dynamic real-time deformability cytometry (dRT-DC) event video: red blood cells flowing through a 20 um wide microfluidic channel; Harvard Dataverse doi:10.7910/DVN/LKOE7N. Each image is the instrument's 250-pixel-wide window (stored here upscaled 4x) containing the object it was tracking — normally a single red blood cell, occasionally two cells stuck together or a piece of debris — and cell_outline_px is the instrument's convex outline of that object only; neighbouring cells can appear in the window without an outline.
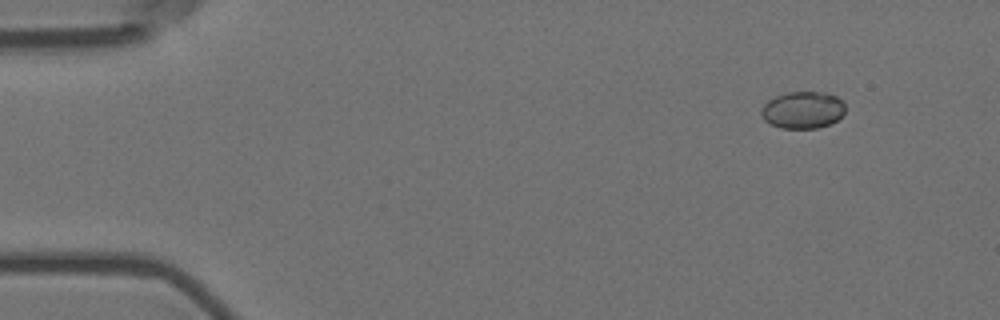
{"species": "Egyptian fruit bat (a non-hibernating species)", "species_latin": "Rousettus aegyptiacus", "temperature_condition": "room temperature", "stored_images_in_passage": 4, "camera_frame_rate_fps": 3000, "um_per_image_px": 0.085, "animal": {"sex": "female"}, "frame": {"image": 1, "passage_image": 1, "time_ms": 0.0, "image_size_px": [1000, 320], "cell_outline_px": [[844, 116], [828, 124], [816, 128], [780, 128], [764, 120], [760, 112], [760, 108], [768, 100], [776, 96], [788, 92], [828, 92], [836, 96], [844, 104]], "centroid_in_image_um": [68.23, 9.34], "position_along_channel_um": 16.8, "area_um2": 18.15}}
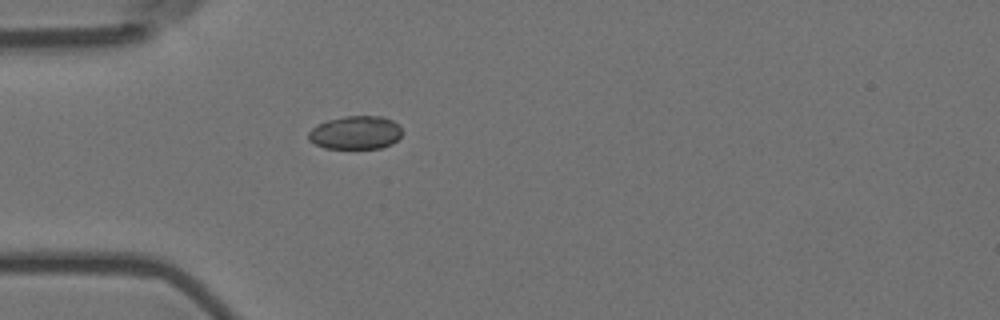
{"frame": {"image": 2, "passage_image": 4, "time_ms": 1.0, "image_size_px": [1000, 320], "cell_outline_px": [[400, 136], [392, 144], [380, 148], [324, 148], [308, 140], [308, 132], [312, 128], [328, 120], [344, 116], [384, 116], [392, 120], [400, 128]], "centroid_in_image_um": [30.21, 11.27], "position_along_channel_um": 54.8, "area_um2": 18.03}}